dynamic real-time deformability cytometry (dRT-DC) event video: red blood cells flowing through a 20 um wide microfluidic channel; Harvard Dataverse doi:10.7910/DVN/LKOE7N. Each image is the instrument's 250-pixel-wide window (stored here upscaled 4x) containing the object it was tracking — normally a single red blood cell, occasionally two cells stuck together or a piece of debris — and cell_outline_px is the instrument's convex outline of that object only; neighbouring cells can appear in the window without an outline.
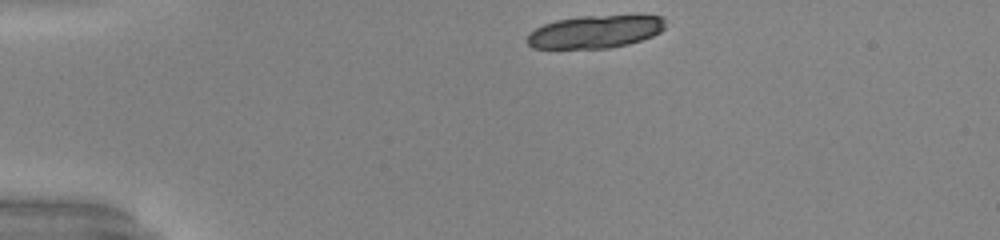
{"species": "common noctule bat (a hibernating species)", "species_latin": "Nyctalus noctula", "temperature_condition": "warm", "stored_images_in_passage": 9, "camera_frame_rate_fps": 3000, "um_per_image_px": 0.085, "animal": {"sex": "male", "body_mass_g": 20.0, "forearm_length_mm": 53.3}, "frame": {"image": 1, "passage_image": 1, "time_ms": 0.0, "image_size_px": [1000, 240], "cell_outline_px": [[664, 28], [660, 32], [652, 36], [628, 44], [608, 48], [532, 48], [528, 44], [528, 32], [544, 24], [556, 20], [580, 16], [664, 16]], "centroid_in_image_um": [50.56, 2.7], "position_along_channel_um": 34.4, "area_um2": 26.13}}